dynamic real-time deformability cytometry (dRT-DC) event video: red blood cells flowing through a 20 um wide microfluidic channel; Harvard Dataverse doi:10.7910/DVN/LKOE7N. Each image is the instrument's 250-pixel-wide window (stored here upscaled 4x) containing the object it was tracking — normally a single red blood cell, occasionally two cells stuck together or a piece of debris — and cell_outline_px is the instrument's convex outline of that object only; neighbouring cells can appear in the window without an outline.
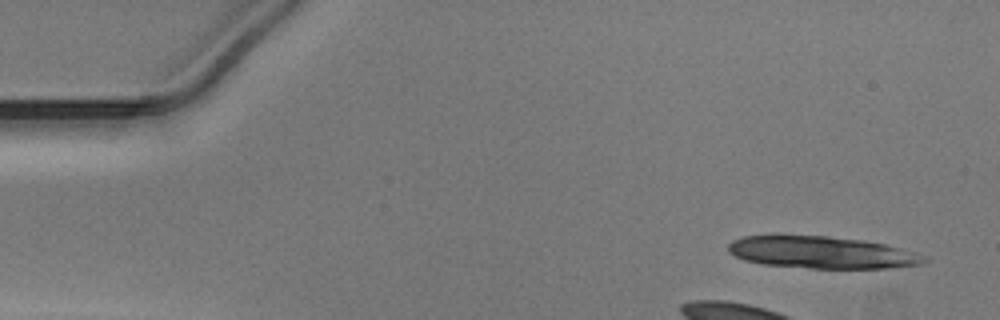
{"species": "Egyptian fruit bat (a non-hibernating species)", "species_latin": "Rousettus aegyptiacus", "temperature_condition": "warm", "stored_images_in_passage": 9, "camera_frame_rate_fps": 3000, "um_per_image_px": 0.085, "animal": {"sex": "male"}, "frame": {"image": 1, "passage_image": 1, "time_ms": 0.0, "image_size_px": [1000, 320], "cell_outline_px": [[928, 260], [920, 264], [888, 268], [808, 268], [764, 264], [744, 260], [728, 252], [728, 244], [732, 240], [744, 236], [772, 232], [776, 232], [828, 236], [864, 240], [884, 244], [916, 252], [924, 256]], "centroid_in_image_um": [69.73, 21.41], "position_along_channel_um": 15.3, "area_um2": 37.63}}